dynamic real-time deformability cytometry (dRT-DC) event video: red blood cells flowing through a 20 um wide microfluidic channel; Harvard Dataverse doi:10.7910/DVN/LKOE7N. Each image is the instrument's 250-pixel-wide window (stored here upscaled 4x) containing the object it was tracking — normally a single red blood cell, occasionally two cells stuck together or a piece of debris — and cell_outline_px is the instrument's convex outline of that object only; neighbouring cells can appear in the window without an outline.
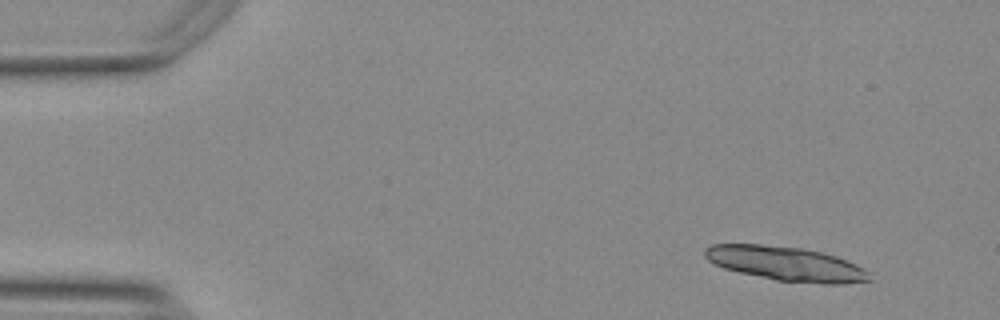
{"species": "Egyptian fruit bat (a non-hibernating species)", "species_latin": "Rousettus aegyptiacus", "temperature_condition": "warm", "stored_images_in_passage": 36, "segment_of_instrument_passage": [1, 2], "camera_frame_rate_fps": 3000, "um_per_image_px": 0.085, "animal": {"sex": "female"}, "frame": {"image": 1, "passage_image": 1, "time_ms": 0.0, "image_size_px": [1000, 320], "cell_outline_px": [[872, 280], [840, 284], [824, 284], [776, 280], [740, 272], [724, 268], [708, 260], [704, 256], [704, 248], [712, 244], [760, 244], [800, 248], [820, 252], [836, 256], [868, 272]], "centroid_in_image_um": [66.75, 22.41], "position_along_channel_um": 18.2, "area_um2": 32.37}}